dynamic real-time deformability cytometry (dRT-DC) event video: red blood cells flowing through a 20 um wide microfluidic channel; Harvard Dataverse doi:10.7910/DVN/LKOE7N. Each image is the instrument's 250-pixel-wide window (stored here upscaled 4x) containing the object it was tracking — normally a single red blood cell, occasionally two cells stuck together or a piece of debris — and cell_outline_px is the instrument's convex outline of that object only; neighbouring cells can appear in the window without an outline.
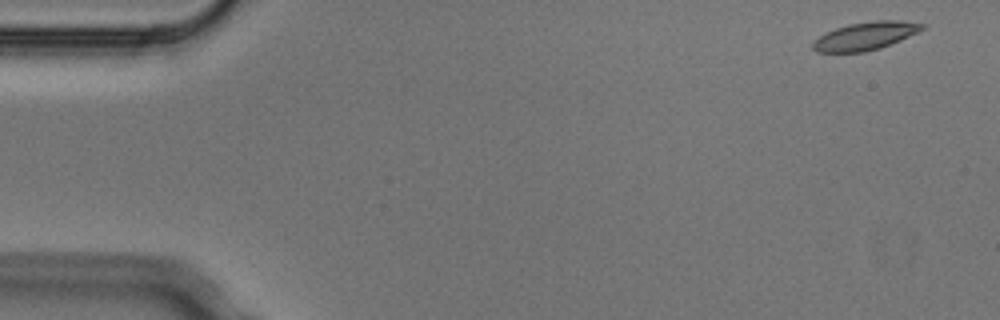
{"species": "Egyptian fruit bat (a non-hibernating species)", "species_latin": "Rousettus aegyptiacus", "temperature_condition": "cold", "stored_images_in_passage": 7, "camera_frame_rate_fps": 3000, "um_per_image_px": 0.085, "animal": {"sex": "male"}, "frame": {"image": 1, "passage_image": 1, "time_ms": 0.0, "image_size_px": [1000, 320], "cell_outline_px": [[924, 28], [900, 40], [880, 48], [864, 52], [816, 52], [812, 48], [812, 44], [820, 36], [836, 28], [848, 24], [872, 20], [900, 20], [924, 24]], "centroid_in_image_um": [73.54, 3.05], "position_along_channel_um": 11.5, "area_um2": 17.57}}
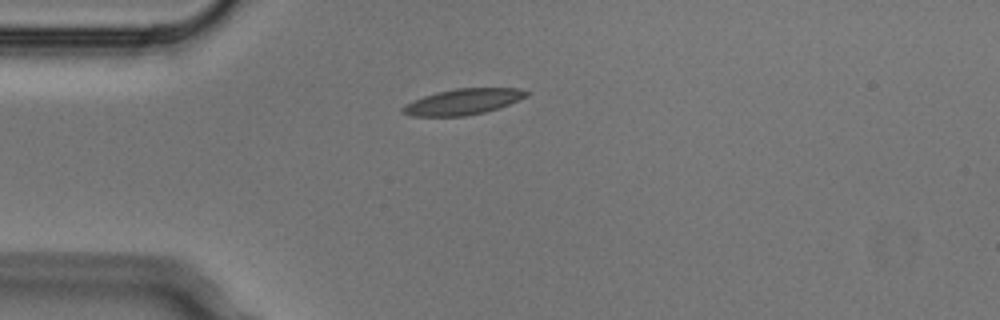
{"frame": {"image": 2, "passage_image": 4, "time_ms": 1.0, "image_size_px": [1000, 320], "cell_outline_px": [[532, 92], [528, 96], [520, 100], [484, 112], [464, 116], [412, 116], [404, 112], [400, 108], [404, 104], [424, 96], [436, 92], [456, 88], [520, 88]], "centroid_in_image_um": [39.39, 8.63], "position_along_channel_um": 45.6, "area_um2": 18.61}}
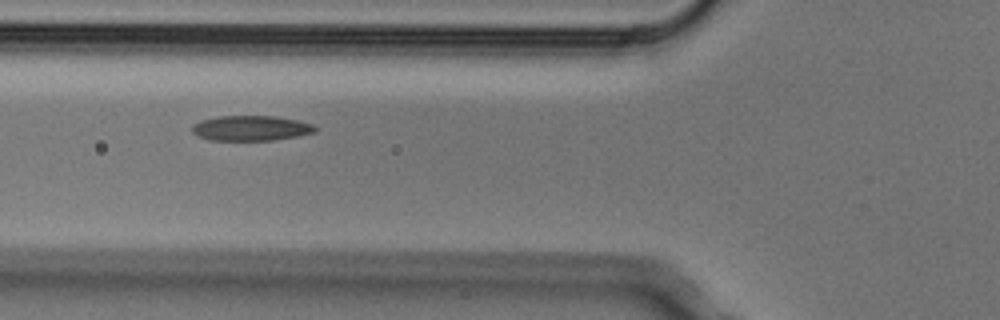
{"frame": {"image": 3, "passage_image": 6, "time_ms": 1.667, "image_size_px": [1000, 320], "cell_outline_px": [[316, 132], [300, 136], [272, 140], [208, 140], [192, 132], [192, 124], [200, 120], [216, 116], [276, 116], [296, 120], [312, 124], [316, 128]], "centroid_in_image_um": [21.32, 10.89], "position_along_channel_um": 104.5, "area_um2": 18.09}}